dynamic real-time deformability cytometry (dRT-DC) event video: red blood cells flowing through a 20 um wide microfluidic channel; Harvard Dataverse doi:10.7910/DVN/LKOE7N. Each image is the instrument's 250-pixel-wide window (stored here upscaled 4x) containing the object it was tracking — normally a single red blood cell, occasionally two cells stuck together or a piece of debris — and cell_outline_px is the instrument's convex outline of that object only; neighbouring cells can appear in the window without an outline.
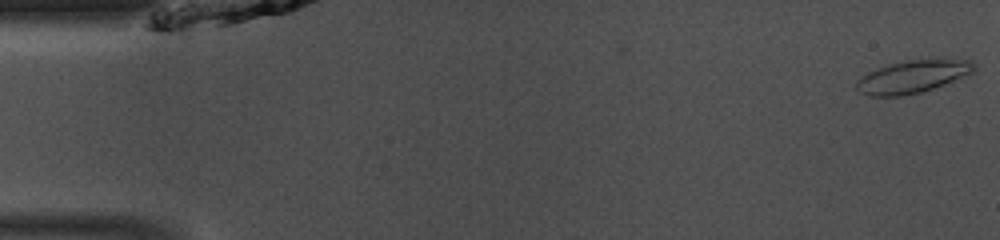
{"species": "common noctule bat (a hibernating species)", "species_latin": "Nyctalus noctula", "temperature_condition": "room temperature", "stored_images_in_passage": 2, "camera_frame_rate_fps": 3000, "um_per_image_px": 0.085, "animal": {"sex": "male", "body_mass_g": 13.0, "forearm_length_mm": 53.1}, "frame": {"image": 1, "passage_image": 2, "time_ms": 0.333, "image_size_px": [1000, 240], "cell_outline_px": [[976, 72], [944, 84], [920, 92], [900, 96], [868, 96], [860, 92], [856, 88], [856, 80], [868, 72], [892, 64], [908, 60], [936, 56], [972, 60], [976, 64]], "centroid_in_image_um": [77.68, 6.46], "position_along_channel_um": 7.3, "area_um2": 22.95}}